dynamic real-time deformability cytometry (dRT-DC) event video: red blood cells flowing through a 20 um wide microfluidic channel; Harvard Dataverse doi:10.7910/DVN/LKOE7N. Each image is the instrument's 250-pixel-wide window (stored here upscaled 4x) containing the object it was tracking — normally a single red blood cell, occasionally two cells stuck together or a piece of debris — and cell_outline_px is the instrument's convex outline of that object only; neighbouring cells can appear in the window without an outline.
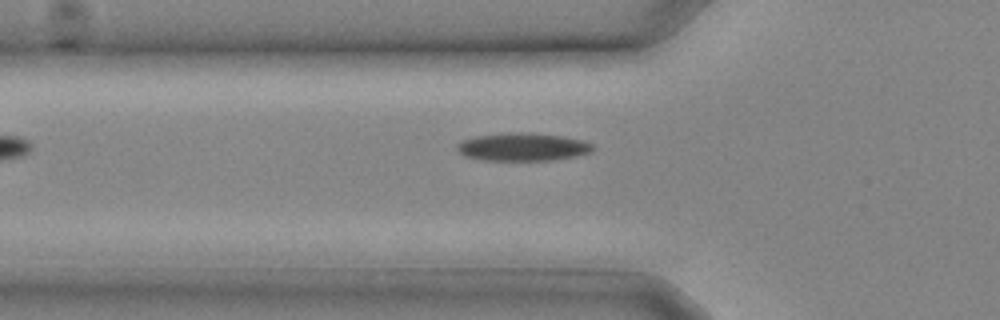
{"species": "common noctule bat (a hibernating species)", "species_latin": "Nyctalus noctula", "temperature_condition": "cold", "stored_images_in_passage": 7, "camera_frame_rate_fps": 3000, "um_per_image_px": 0.085, "animal": {"sex": "male", "body_mass_g": 20.4}, "frame": {"image": 1, "passage_image": 3, "time_ms": 0.667, "image_size_px": [1000, 320], "cell_outline_px": [[596, 148], [592, 152], [576, 156], [552, 160], [484, 160], [464, 156], [456, 148], [456, 144], [464, 140], [476, 136], [508, 132], [524, 132], [560, 136], [584, 140], [592, 144]], "centroid_in_image_um": [44.45, 12.49], "position_along_channel_um": 81.3, "area_um2": 22.14}}
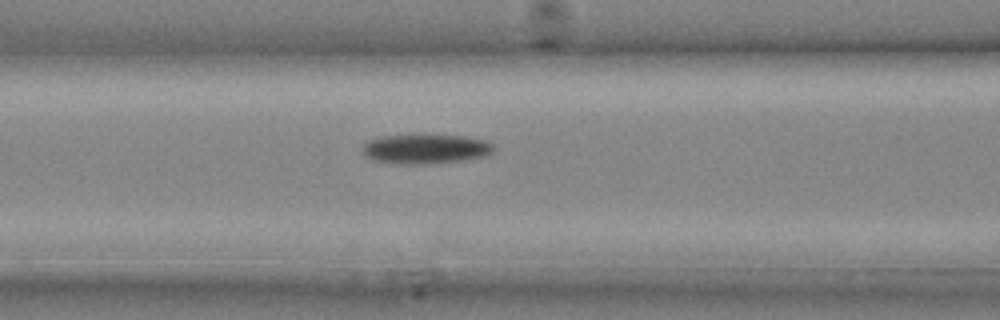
{"frame": {"image": 2, "passage_image": 5, "time_ms": 1.333, "image_size_px": [1000, 320], "cell_outline_px": [[492, 152], [488, 156], [464, 160], [428, 164], [404, 164], [372, 160], [364, 152], [364, 144], [368, 140], [384, 136], [464, 136], [484, 140], [492, 144]], "centroid_in_image_um": [36.21, 12.68], "position_along_channel_um": 130.4, "area_um2": 22.08}}
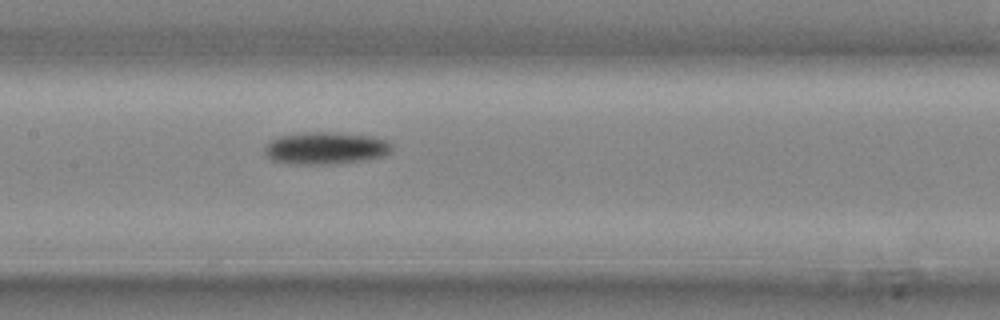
{"frame": {"image": 3, "passage_image": 7, "time_ms": 2.0, "image_size_px": [1000, 320], "cell_outline_px": [[392, 152], [384, 156], [364, 160], [336, 164], [288, 164], [272, 160], [264, 156], [264, 148], [272, 140], [280, 136], [312, 132], [324, 132], [372, 136], [384, 140], [392, 144]], "centroid_in_image_um": [27.68, 12.62], "position_along_channel_um": 179.7, "area_um2": 23.87}}